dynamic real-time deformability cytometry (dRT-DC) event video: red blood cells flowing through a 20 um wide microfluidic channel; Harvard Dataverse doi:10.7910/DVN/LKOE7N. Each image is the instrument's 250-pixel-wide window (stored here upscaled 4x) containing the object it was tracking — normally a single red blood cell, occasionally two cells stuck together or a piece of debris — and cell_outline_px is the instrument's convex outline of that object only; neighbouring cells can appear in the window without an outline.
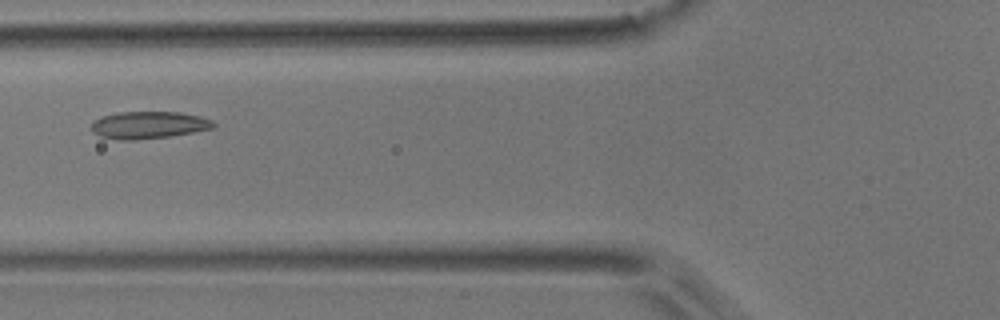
{"species": "common noctule bat (a hibernating species)", "species_latin": "Nyctalus noctula", "temperature_condition": "room temperature", "stored_images_in_passage": 10, "camera_frame_rate_fps": 3000, "um_per_image_px": 0.085, "animal": {"sex": "male", "body_mass_g": 17.9}, "frame": {"image": 1, "passage_image": 5, "time_ms": 4.667, "image_size_px": [1000, 320], "cell_outline_px": [[216, 124], [212, 128], [192, 132], [168, 136], [132, 140], [120, 140], [100, 136], [92, 132], [92, 124], [96, 120], [104, 116], [120, 112], [180, 112], [200, 116], [212, 120]], "centroid_in_image_um": [12.65, 10.62], "position_along_channel_um": 113.2, "area_um2": 19.07}}
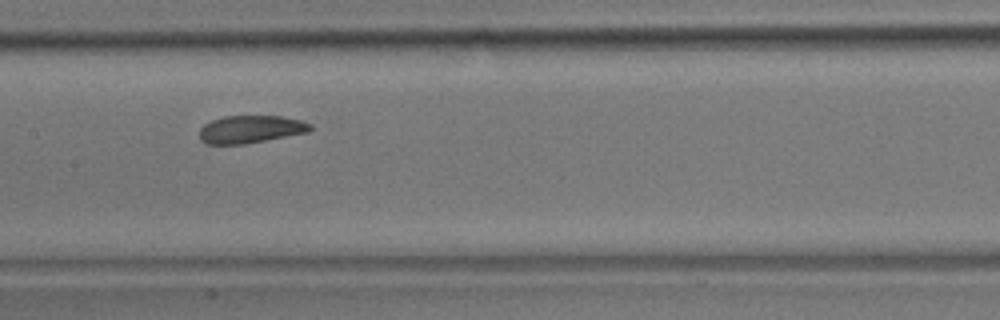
{"frame": {"image": 2, "passage_image": 7, "time_ms": 6.667, "image_size_px": [1000, 320], "cell_outline_px": [[312, 128], [308, 132], [244, 144], [204, 144], [200, 140], [200, 128], [204, 124], [212, 120], [224, 116], [280, 116], [300, 120], [312, 124]], "centroid_in_image_um": [21.28, 10.99], "position_along_channel_um": 186.1, "area_um2": 17.8}}
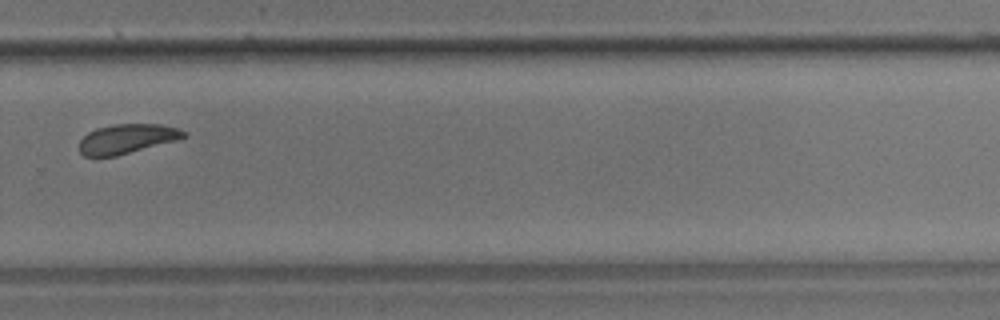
{"frame": {"image": 3, "passage_image": 10, "time_ms": 10.333, "image_size_px": [1000, 320], "cell_outline_px": [[188, 136], [176, 140], [116, 156], [84, 156], [80, 152], [80, 140], [88, 132], [96, 128], [116, 124], [160, 124], [180, 128], [188, 132]], "centroid_in_image_um": [10.83, 11.78], "position_along_channel_um": 319.0, "area_um2": 17.92}}